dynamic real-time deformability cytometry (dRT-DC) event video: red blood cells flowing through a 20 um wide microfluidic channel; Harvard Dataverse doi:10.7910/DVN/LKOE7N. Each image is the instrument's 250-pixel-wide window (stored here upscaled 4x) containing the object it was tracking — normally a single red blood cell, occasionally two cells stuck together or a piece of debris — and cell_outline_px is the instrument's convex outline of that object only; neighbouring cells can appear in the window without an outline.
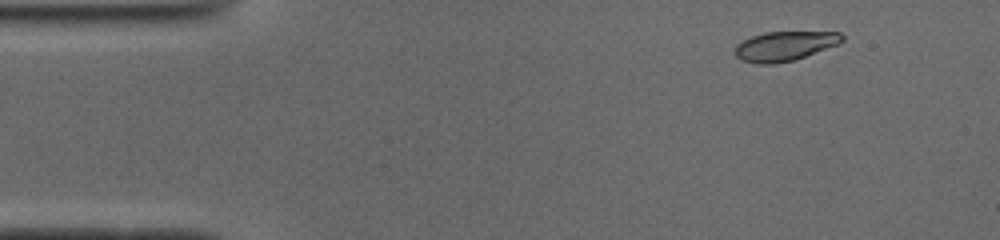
{"species": "common noctule bat (a hibernating species)", "species_latin": "Nyctalus noctula", "temperature_condition": "cold", "stored_images_in_passage": 49, "camera_frame_rate_fps": 3000, "um_per_image_px": 0.085, "animal": {"sex": "male", "body_mass_g": 19.0, "forearm_length_mm": 50.8}, "frame": {"image": 1, "passage_image": 4, "time_ms": 1.0, "image_size_px": [1000, 240], "cell_outline_px": [[844, 40], [840, 44], [792, 60], [772, 64], [760, 64], [740, 60], [736, 56], [736, 44], [752, 36], [764, 32], [840, 32], [844, 36]], "centroid_in_image_um": [66.71, 3.9], "position_along_channel_um": 18.3, "area_um2": 18.26}}
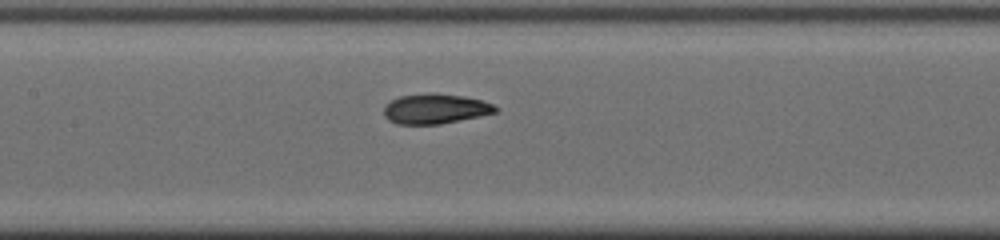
{"frame": {"image": 2, "passage_image": 22, "time_ms": 7.0, "image_size_px": [1000, 240], "cell_outline_px": [[500, 108], [496, 112], [480, 116], [440, 124], [396, 124], [388, 120], [384, 116], [384, 104], [400, 96], [428, 92], [432, 92], [464, 96], [480, 100], [492, 104]], "centroid_in_image_um": [36.97, 9.24], "position_along_channel_um": 170.4, "area_um2": 19.65}}
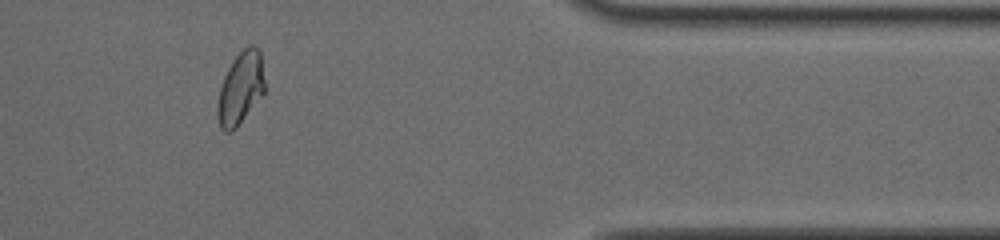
{"frame": {"image": 3, "passage_image": 41, "time_ms": 13.333, "image_size_px": [1000, 240], "cell_outline_px": [[264, 92], [236, 128], [232, 132], [224, 132], [220, 128], [216, 116], [216, 104], [220, 88], [224, 76], [232, 60], [248, 44], [252, 44], [260, 52], [264, 80]], "centroid_in_image_um": [20.4, 7.53], "position_along_channel_um": 391.0, "area_um2": 19.88}, "authors_computed_cell_mechanics": {"area_um2": 19.5942, "velocity_mm_per_s": 3.9042, "shape_relaxation_time_tau1_ms": 2.5806, "shape_relaxation_time_tau2_ms": 0.959, "deformation_change_tau1": 0.1476, "deformation_change_tau2": 0.0567}}